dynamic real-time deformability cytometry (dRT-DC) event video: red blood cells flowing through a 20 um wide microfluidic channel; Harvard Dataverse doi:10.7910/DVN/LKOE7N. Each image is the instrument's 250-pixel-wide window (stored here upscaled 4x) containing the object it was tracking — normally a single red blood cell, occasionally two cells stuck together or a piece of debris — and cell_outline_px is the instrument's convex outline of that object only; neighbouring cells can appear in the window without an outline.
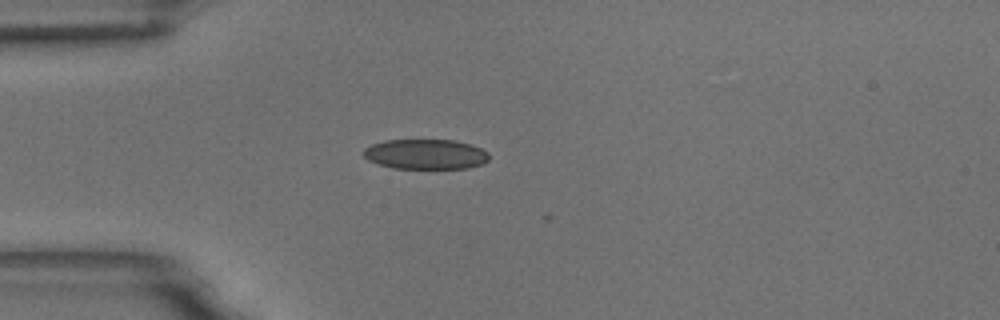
{"species": "common noctule bat (a hibernating species)", "species_latin": "Nyctalus noctula", "temperature_condition": "room temperature", "stored_images_in_passage": 2, "camera_frame_rate_fps": 3000, "um_per_image_px": 0.085, "animal": {"sex": "male", "body_mass_g": 18.8}, "frame": {"image": 1, "passage_image": 1, "time_ms": 0.0, "image_size_px": [1000, 320], "cell_outline_px": [[488, 160], [484, 164], [468, 168], [392, 168], [368, 160], [360, 152], [364, 148], [372, 144], [384, 140], [452, 140], [472, 144], [488, 152]], "centroid_in_image_um": [36.17, 13.1], "position_along_channel_um": 48.8, "area_um2": 22.08}}